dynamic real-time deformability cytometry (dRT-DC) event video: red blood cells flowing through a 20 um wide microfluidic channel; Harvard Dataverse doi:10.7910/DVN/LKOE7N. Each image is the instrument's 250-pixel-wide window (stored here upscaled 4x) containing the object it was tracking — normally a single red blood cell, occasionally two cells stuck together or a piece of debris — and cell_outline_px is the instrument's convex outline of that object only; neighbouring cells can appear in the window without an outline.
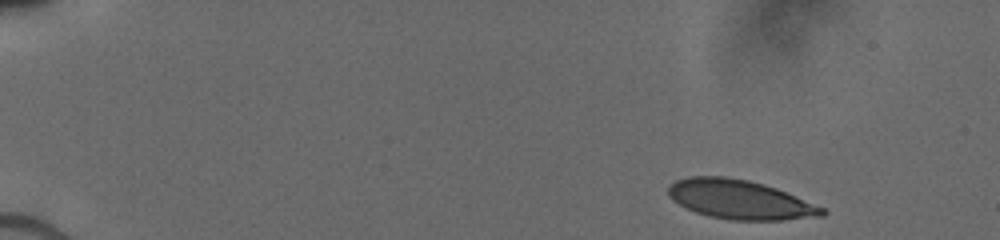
{"species": "human", "species_latin": "Homo sapiens", "temperature_condition": "cold", "stored_images_in_passage": 44, "camera_frame_rate_fps": 3000, "um_per_image_px": 0.085, "donor": {"sex": "male"}, "frame": {"image": 1, "passage_image": 1, "time_ms": 0.0, "image_size_px": [1000, 240], "cell_outline_px": [[828, 212], [824, 216], [780, 220], [728, 220], [708, 216], [696, 212], [672, 200], [668, 196], [668, 184], [676, 180], [688, 176], [724, 176], [748, 180], [764, 184], [776, 188], [824, 208]], "centroid_in_image_um": [62.87, 16.96], "position_along_channel_um": 22.1, "area_um2": 35.14}}
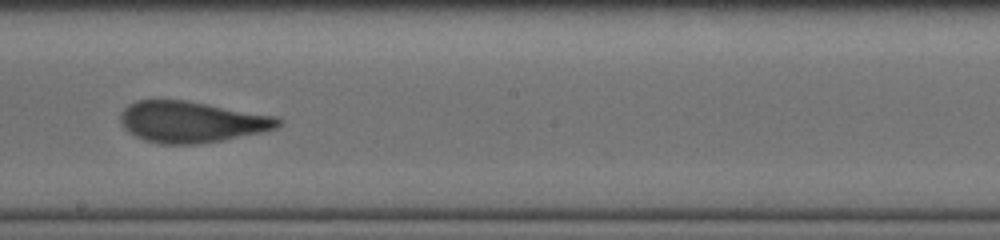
{"frame": {"image": 2, "passage_image": 24, "time_ms": 8.333, "image_size_px": [1000, 240], "cell_outline_px": [[284, 120], [276, 128], [260, 132], [200, 144], [160, 144], [144, 140], [128, 132], [120, 124], [120, 112], [128, 104], [136, 100], [184, 100], [280, 116]], "centroid_in_image_um": [16.27, 10.35], "position_along_channel_um": 231.9, "area_um2": 38.03}}
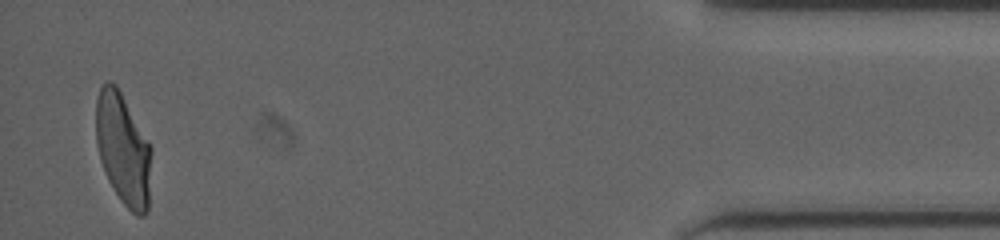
{"frame": {"image": 3, "passage_image": 43, "time_ms": 14.667, "image_size_px": [1000, 240], "cell_outline_px": [[152, 152], [148, 212], [144, 216], [136, 216], [120, 200], [108, 180], [100, 160], [96, 144], [96, 100], [100, 88], [104, 80], [108, 80], [116, 84], [152, 148]], "centroid_in_image_um": [10.47, 12.69], "position_along_channel_um": 424.7, "area_um2": 36.3}}